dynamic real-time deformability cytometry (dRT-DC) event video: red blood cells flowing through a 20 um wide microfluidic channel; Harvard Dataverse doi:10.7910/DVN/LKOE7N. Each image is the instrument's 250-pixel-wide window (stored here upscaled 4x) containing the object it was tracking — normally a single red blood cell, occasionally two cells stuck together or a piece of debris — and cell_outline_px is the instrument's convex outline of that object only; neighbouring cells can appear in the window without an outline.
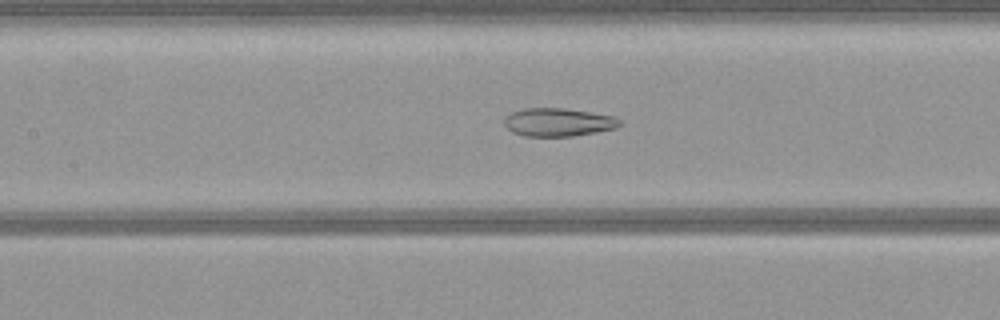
{"species": "common noctule bat (a hibernating species)", "species_latin": "Nyctalus noctula", "temperature_condition": "warm", "stored_images_in_passage": 52, "camera_frame_rate_fps": 3000, "um_per_image_px": 0.085, "animal": {"sex": "female", "body_mass_g": 21.9}, "frame": {"image": 1, "passage_image": 23, "time_ms": 7.333, "image_size_px": [1000, 320], "cell_outline_px": [[624, 124], [616, 128], [596, 132], [572, 136], [524, 136], [512, 132], [504, 124], [504, 120], [512, 112], [524, 108], [564, 108], [612, 116], [620, 120]], "centroid_in_image_um": [47.46, 10.39], "position_along_channel_um": 159.9, "area_um2": 18.84}}
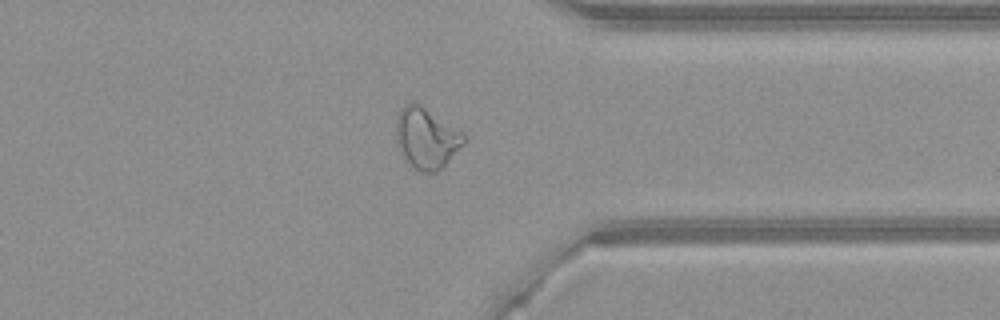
{"frame": {"image": 2, "passage_image": 40, "time_ms": 13.0, "image_size_px": [1000, 320], "cell_outline_px": [[468, 140], [436, 172], [424, 172], [416, 168], [404, 156], [396, 140], [396, 120], [400, 108], [404, 104], [412, 100], [420, 104], [460, 132]], "centroid_in_image_um": [36.21, 11.69], "position_along_channel_um": 375.2, "area_um2": 23.29}}
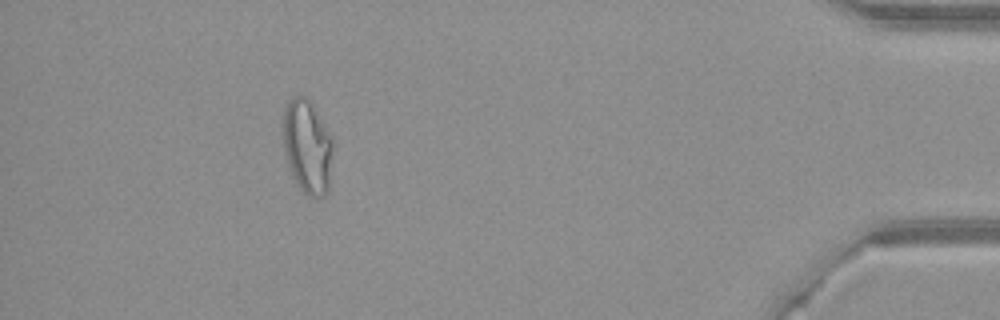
{"frame": {"image": 3, "passage_image": 47, "time_ms": 15.333, "image_size_px": [1000, 320], "cell_outline_px": [[332, 152], [328, 192], [324, 196], [308, 196], [296, 184], [288, 168], [284, 152], [284, 104], [292, 96], [304, 96], [312, 104], [332, 136]], "centroid_in_image_um": [26.11, 12.47], "position_along_channel_um": 409.1, "area_um2": 27.28}}